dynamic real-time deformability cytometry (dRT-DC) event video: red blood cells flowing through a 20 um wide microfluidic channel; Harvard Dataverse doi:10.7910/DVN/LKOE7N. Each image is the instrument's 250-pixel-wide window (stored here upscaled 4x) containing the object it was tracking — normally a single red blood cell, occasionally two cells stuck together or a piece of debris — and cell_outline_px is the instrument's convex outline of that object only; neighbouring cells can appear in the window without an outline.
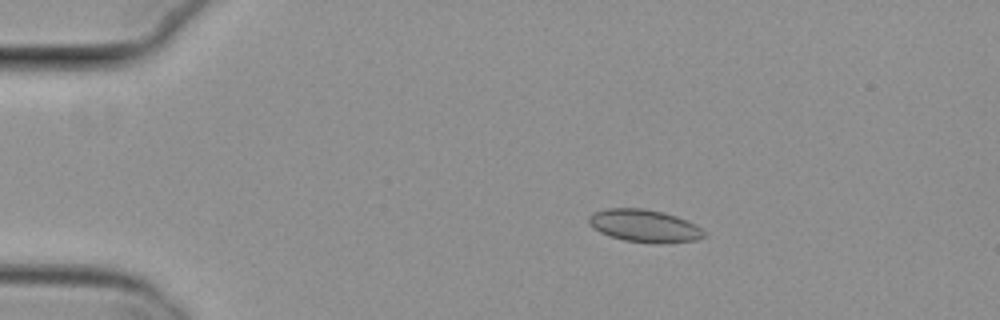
{"species": "common noctule bat (a hibernating species)", "species_latin": "Nyctalus noctula", "temperature_condition": "cold", "stored_images_in_passage": 6, "camera_frame_rate_fps": 3000, "um_per_image_px": 0.085, "animal": {"sex": "female", "body_mass_g": 29.2, "forearm_length_mm": 56.3}, "frame": {"image": 1, "passage_image": 3, "time_ms": 0.667, "image_size_px": [1000, 320], "cell_outline_px": [[708, 236], [696, 240], [660, 244], [624, 240], [608, 236], [600, 232], [588, 224], [588, 216], [592, 212], [608, 208], [644, 208], [664, 212], [676, 216], [696, 224]], "centroid_in_image_um": [54.77, 19.19], "position_along_channel_um": 30.2, "area_um2": 22.14}}